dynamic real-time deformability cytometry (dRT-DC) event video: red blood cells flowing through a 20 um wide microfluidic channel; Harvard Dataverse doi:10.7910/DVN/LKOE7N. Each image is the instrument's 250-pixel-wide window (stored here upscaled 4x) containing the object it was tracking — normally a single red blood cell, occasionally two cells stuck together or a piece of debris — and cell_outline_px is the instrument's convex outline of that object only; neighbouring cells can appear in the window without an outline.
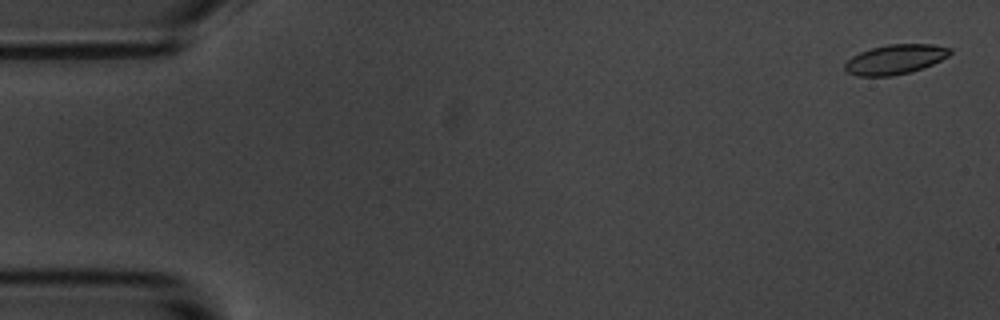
{"species": "common noctule bat (a hibernating species)", "species_latin": "Nyctalus noctula", "temperature_condition": "room temperature", "stored_images_in_passage": 54, "camera_frame_rate_fps": 3000, "um_per_image_px": 0.085, "animal": {"sex": "male", "body_mass_g": 20.1, "forearm_length_mm": 53.5}, "frame": {"image": 1, "passage_image": 2, "time_ms": 0.333, "image_size_px": [1000, 320], "cell_outline_px": [[952, 52], [948, 56], [932, 64], [908, 72], [892, 76], [856, 76], [848, 72], [844, 68], [844, 64], [852, 56], [860, 52], [872, 48], [888, 44], [932, 44], [952, 48]], "centroid_in_image_um": [76.08, 5.04], "position_along_channel_um": 8.9, "area_um2": 18.03}}
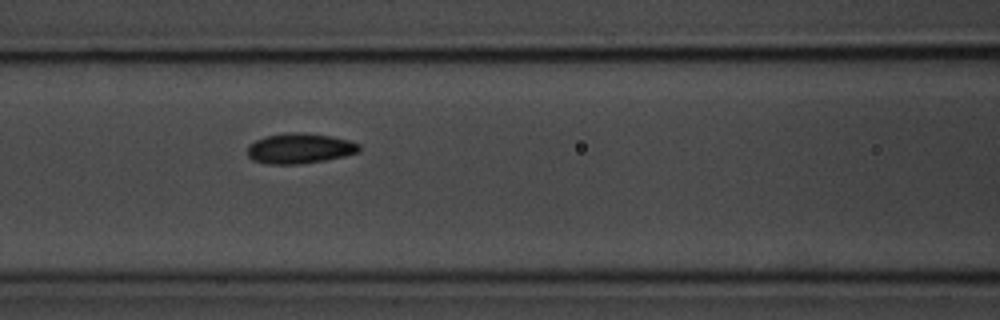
{"frame": {"image": 2, "passage_image": 24, "time_ms": 7.667, "image_size_px": [1000, 320], "cell_outline_px": [[360, 152], [344, 156], [324, 160], [300, 164], [268, 164], [252, 160], [248, 156], [248, 144], [264, 136], [288, 132], [300, 132], [332, 136], [348, 140], [360, 144]], "centroid_in_image_um": [25.46, 12.61], "position_along_channel_um": 141.1, "area_um2": 19.83}}
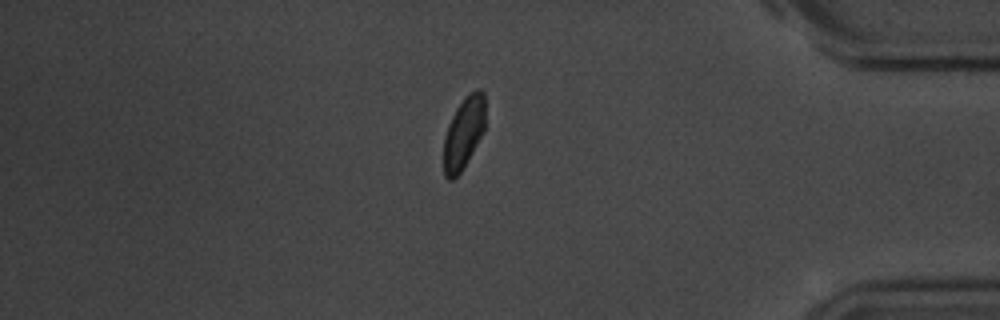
{"frame": {"image": 3, "passage_image": 48, "time_ms": 15.667, "image_size_px": [1000, 320], "cell_outline_px": [[484, 132], [468, 160], [460, 172], [452, 180], [448, 180], [444, 176], [444, 136], [448, 124], [456, 108], [476, 88], [480, 88], [484, 92]], "centroid_in_image_um": [39.41, 11.32], "position_along_channel_um": 395.8, "area_um2": 17.22}, "authors_computed_cell_mechanics": {"area_um2": 18.7561, "velocity_mm_per_s": 3.5776, "shape_relaxation_time_tau1_ms": 3.4774, "shape_relaxation_time_tau2_ms": 2.2207, "deformation_change_tau1": 0.0943, "deformation_change_tau2": 0.042}}